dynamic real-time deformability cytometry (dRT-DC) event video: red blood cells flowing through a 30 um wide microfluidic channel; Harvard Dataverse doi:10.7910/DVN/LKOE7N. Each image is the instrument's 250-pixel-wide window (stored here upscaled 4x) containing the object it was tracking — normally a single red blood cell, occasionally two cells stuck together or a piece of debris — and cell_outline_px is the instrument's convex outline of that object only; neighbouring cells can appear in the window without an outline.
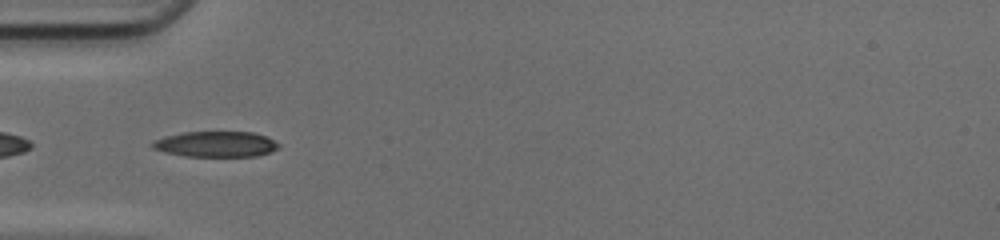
{"species": "common noctule bat (a hibernating species)", "species_latin": "Nyctalus noctula", "temperature_condition": "cold", "stored_images_in_passage": 49, "camera_frame_rate_fps": 3000, "um_per_image_px": 0.085, "animal": {"sex": "female", "body_mass_g": 17.0, "forearm_length_mm": 48.0}, "frame": {"image": 1, "passage_image": 16, "time_ms": 5.0, "image_size_px": [1000, 240], "cell_outline_px": [[280, 148], [256, 156], [184, 156], [164, 152], [152, 148], [152, 140], [164, 136], [184, 132], [252, 132], [264, 136], [280, 144]], "centroid_in_image_um": [18.3, 12.25], "position_along_channel_um": 66.7, "area_um2": 18.79}}
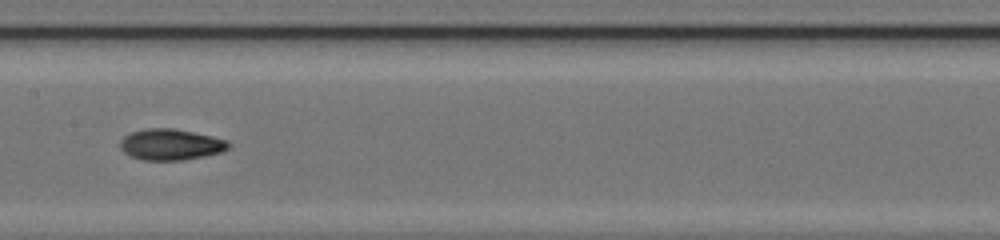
{"frame": {"image": 2, "passage_image": 25, "time_ms": 8.0, "image_size_px": [1000, 240], "cell_outline_px": [[232, 144], [228, 148], [220, 152], [204, 156], [184, 160], [144, 160], [128, 156], [120, 148], [120, 140], [124, 136], [132, 132], [144, 128], [172, 128], [212, 136], [228, 140]], "centroid_in_image_um": [14.5, 12.28], "position_along_channel_um": 192.9, "area_um2": 19.71}}
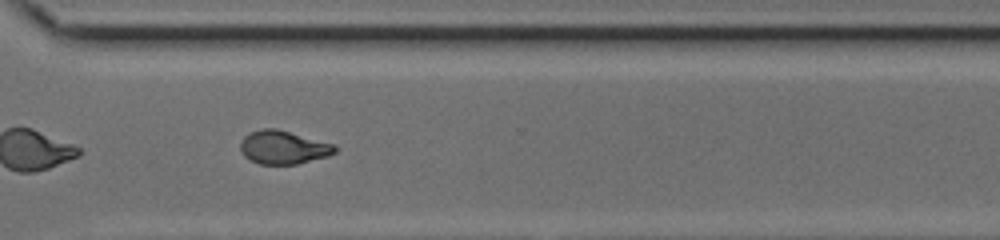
{"frame": {"image": 3, "passage_image": 36, "time_ms": 11.667, "image_size_px": [1000, 240], "cell_outline_px": [[336, 152], [328, 156], [296, 164], [260, 164], [244, 156], [240, 148], [240, 140], [244, 136], [260, 128], [276, 128], [336, 144]], "centroid_in_image_um": [24.09, 12.51], "position_along_channel_um": 346.5, "area_um2": 18.44}, "authors_computed_cell_mechanics": {"area_um2": 19.3052, "velocity_mm_per_s": 4.199, "shape_relaxation_time_tau1_ms": 3.7371, "shape_relaxation_time_tau2_ms": 3.1571, "deformation_change_tau1": 0.1882, "deformation_change_tau2": 0.0909}}